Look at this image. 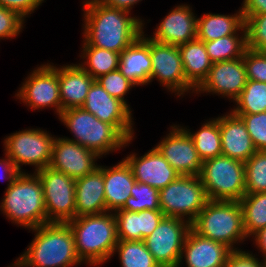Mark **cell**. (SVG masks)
Masks as SVG:
<instances>
[{"label":"cell","mask_w":266,"mask_h":267,"mask_svg":"<svg viewBox=\"0 0 266 267\" xmlns=\"http://www.w3.org/2000/svg\"><path fill=\"white\" fill-rule=\"evenodd\" d=\"M82 4V46H95L120 54L144 31V20L131 16L129 11L105 6L98 0H84Z\"/></svg>","instance_id":"6da1fadb"},{"label":"cell","mask_w":266,"mask_h":267,"mask_svg":"<svg viewBox=\"0 0 266 267\" xmlns=\"http://www.w3.org/2000/svg\"><path fill=\"white\" fill-rule=\"evenodd\" d=\"M30 231L35 236L17 258L24 267H76L83 264L67 223L48 222Z\"/></svg>","instance_id":"7a4b0ae2"},{"label":"cell","mask_w":266,"mask_h":267,"mask_svg":"<svg viewBox=\"0 0 266 267\" xmlns=\"http://www.w3.org/2000/svg\"><path fill=\"white\" fill-rule=\"evenodd\" d=\"M67 224L74 235L77 255L84 264L95 267L111 260L119 241L114 212L75 217Z\"/></svg>","instance_id":"3957f363"},{"label":"cell","mask_w":266,"mask_h":267,"mask_svg":"<svg viewBox=\"0 0 266 267\" xmlns=\"http://www.w3.org/2000/svg\"><path fill=\"white\" fill-rule=\"evenodd\" d=\"M5 190L0 211L12 223L28 230L47 223L43 186L35 172H21Z\"/></svg>","instance_id":"277c9868"},{"label":"cell","mask_w":266,"mask_h":267,"mask_svg":"<svg viewBox=\"0 0 266 267\" xmlns=\"http://www.w3.org/2000/svg\"><path fill=\"white\" fill-rule=\"evenodd\" d=\"M191 228L203 237L227 245L232 251L241 250L235 244H242L248 238L239 201L209 200L191 223Z\"/></svg>","instance_id":"5b68a950"},{"label":"cell","mask_w":266,"mask_h":267,"mask_svg":"<svg viewBox=\"0 0 266 267\" xmlns=\"http://www.w3.org/2000/svg\"><path fill=\"white\" fill-rule=\"evenodd\" d=\"M58 118L74 137L64 136L65 139L93 150L100 157L129 146L135 139L126 140L112 125L102 122L82 107L65 109Z\"/></svg>","instance_id":"8992f818"},{"label":"cell","mask_w":266,"mask_h":267,"mask_svg":"<svg viewBox=\"0 0 266 267\" xmlns=\"http://www.w3.org/2000/svg\"><path fill=\"white\" fill-rule=\"evenodd\" d=\"M209 200L240 201L246 194L245 165L219 155L202 163L199 174Z\"/></svg>","instance_id":"52a82bcc"},{"label":"cell","mask_w":266,"mask_h":267,"mask_svg":"<svg viewBox=\"0 0 266 267\" xmlns=\"http://www.w3.org/2000/svg\"><path fill=\"white\" fill-rule=\"evenodd\" d=\"M160 210L167 217L192 223L209 201L200 176L179 175L159 190Z\"/></svg>","instance_id":"ba28073f"},{"label":"cell","mask_w":266,"mask_h":267,"mask_svg":"<svg viewBox=\"0 0 266 267\" xmlns=\"http://www.w3.org/2000/svg\"><path fill=\"white\" fill-rule=\"evenodd\" d=\"M55 137L41 128L16 131L4 139V151L20 172H26L23 165L34 166L36 172L50 165Z\"/></svg>","instance_id":"9c48e42d"},{"label":"cell","mask_w":266,"mask_h":267,"mask_svg":"<svg viewBox=\"0 0 266 267\" xmlns=\"http://www.w3.org/2000/svg\"><path fill=\"white\" fill-rule=\"evenodd\" d=\"M16 93V99L22 101L31 110L54 107L58 117L62 112L59 91V67L52 63L37 66L22 82Z\"/></svg>","instance_id":"30bf717a"},{"label":"cell","mask_w":266,"mask_h":267,"mask_svg":"<svg viewBox=\"0 0 266 267\" xmlns=\"http://www.w3.org/2000/svg\"><path fill=\"white\" fill-rule=\"evenodd\" d=\"M43 186L48 222L67 223L75 218V179L51 167L35 172Z\"/></svg>","instance_id":"8fae6325"},{"label":"cell","mask_w":266,"mask_h":267,"mask_svg":"<svg viewBox=\"0 0 266 267\" xmlns=\"http://www.w3.org/2000/svg\"><path fill=\"white\" fill-rule=\"evenodd\" d=\"M191 223L165 216L157 228L144 239L147 249L160 267H178Z\"/></svg>","instance_id":"7c38bea8"},{"label":"cell","mask_w":266,"mask_h":267,"mask_svg":"<svg viewBox=\"0 0 266 267\" xmlns=\"http://www.w3.org/2000/svg\"><path fill=\"white\" fill-rule=\"evenodd\" d=\"M150 57L152 62L150 83L156 79L160 86L178 97H183L189 92L195 93V89L185 78L178 46L159 43L150 38Z\"/></svg>","instance_id":"4fadbf2b"},{"label":"cell","mask_w":266,"mask_h":267,"mask_svg":"<svg viewBox=\"0 0 266 267\" xmlns=\"http://www.w3.org/2000/svg\"><path fill=\"white\" fill-rule=\"evenodd\" d=\"M81 107L102 122L112 125L126 140L134 138L132 110L122 101L109 95L96 80L89 88Z\"/></svg>","instance_id":"5bb4252c"},{"label":"cell","mask_w":266,"mask_h":267,"mask_svg":"<svg viewBox=\"0 0 266 267\" xmlns=\"http://www.w3.org/2000/svg\"><path fill=\"white\" fill-rule=\"evenodd\" d=\"M170 128L155 148L180 175H199L203 161L195 149L193 139L180 125L174 124Z\"/></svg>","instance_id":"9a60e30c"},{"label":"cell","mask_w":266,"mask_h":267,"mask_svg":"<svg viewBox=\"0 0 266 267\" xmlns=\"http://www.w3.org/2000/svg\"><path fill=\"white\" fill-rule=\"evenodd\" d=\"M246 82L247 73L243 57L217 62L212 64L208 76L194 94L211 93L234 102L240 96Z\"/></svg>","instance_id":"2e32d148"},{"label":"cell","mask_w":266,"mask_h":267,"mask_svg":"<svg viewBox=\"0 0 266 267\" xmlns=\"http://www.w3.org/2000/svg\"><path fill=\"white\" fill-rule=\"evenodd\" d=\"M100 158L93 150L74 141L63 137H55L49 167L76 180L98 168L99 165L96 161Z\"/></svg>","instance_id":"e0dca14e"},{"label":"cell","mask_w":266,"mask_h":267,"mask_svg":"<svg viewBox=\"0 0 266 267\" xmlns=\"http://www.w3.org/2000/svg\"><path fill=\"white\" fill-rule=\"evenodd\" d=\"M137 155L135 152L129 153L123 158L130 166L136 182L160 190L180 175L155 147L142 156Z\"/></svg>","instance_id":"ac0fdd59"},{"label":"cell","mask_w":266,"mask_h":267,"mask_svg":"<svg viewBox=\"0 0 266 267\" xmlns=\"http://www.w3.org/2000/svg\"><path fill=\"white\" fill-rule=\"evenodd\" d=\"M197 16L187 4L174 6L164 19L156 25L153 35L149 38L159 43L176 45L196 39Z\"/></svg>","instance_id":"d6986e66"},{"label":"cell","mask_w":266,"mask_h":267,"mask_svg":"<svg viewBox=\"0 0 266 267\" xmlns=\"http://www.w3.org/2000/svg\"><path fill=\"white\" fill-rule=\"evenodd\" d=\"M231 252L227 245L203 237L191 228L178 267H182L184 261L187 267H225Z\"/></svg>","instance_id":"ffe728a7"},{"label":"cell","mask_w":266,"mask_h":267,"mask_svg":"<svg viewBox=\"0 0 266 267\" xmlns=\"http://www.w3.org/2000/svg\"><path fill=\"white\" fill-rule=\"evenodd\" d=\"M222 155L247 161L257 150L240 116L232 111L218 116Z\"/></svg>","instance_id":"44dd1931"},{"label":"cell","mask_w":266,"mask_h":267,"mask_svg":"<svg viewBox=\"0 0 266 267\" xmlns=\"http://www.w3.org/2000/svg\"><path fill=\"white\" fill-rule=\"evenodd\" d=\"M118 70L136 87L150 83L152 71L150 38L144 31L120 53Z\"/></svg>","instance_id":"7402d4cb"},{"label":"cell","mask_w":266,"mask_h":267,"mask_svg":"<svg viewBox=\"0 0 266 267\" xmlns=\"http://www.w3.org/2000/svg\"><path fill=\"white\" fill-rule=\"evenodd\" d=\"M103 172L106 209L115 212L122 209L127 199L131 197V189L136 183L132 170L122 159L113 166H98Z\"/></svg>","instance_id":"603a6c76"},{"label":"cell","mask_w":266,"mask_h":267,"mask_svg":"<svg viewBox=\"0 0 266 267\" xmlns=\"http://www.w3.org/2000/svg\"><path fill=\"white\" fill-rule=\"evenodd\" d=\"M107 212L103 172H93L75 180V217Z\"/></svg>","instance_id":"cb8c5ba5"},{"label":"cell","mask_w":266,"mask_h":267,"mask_svg":"<svg viewBox=\"0 0 266 267\" xmlns=\"http://www.w3.org/2000/svg\"><path fill=\"white\" fill-rule=\"evenodd\" d=\"M95 79L79 64L59 66V91L62 111L81 107Z\"/></svg>","instance_id":"d4e9b609"},{"label":"cell","mask_w":266,"mask_h":267,"mask_svg":"<svg viewBox=\"0 0 266 267\" xmlns=\"http://www.w3.org/2000/svg\"><path fill=\"white\" fill-rule=\"evenodd\" d=\"M239 33H246L241 7L233 15L209 12L197 18L196 38L199 40L213 41L229 35H240Z\"/></svg>","instance_id":"484cf974"},{"label":"cell","mask_w":266,"mask_h":267,"mask_svg":"<svg viewBox=\"0 0 266 267\" xmlns=\"http://www.w3.org/2000/svg\"><path fill=\"white\" fill-rule=\"evenodd\" d=\"M187 82L196 90L208 76L212 62L204 42L191 40L178 46Z\"/></svg>","instance_id":"4316f807"},{"label":"cell","mask_w":266,"mask_h":267,"mask_svg":"<svg viewBox=\"0 0 266 267\" xmlns=\"http://www.w3.org/2000/svg\"><path fill=\"white\" fill-rule=\"evenodd\" d=\"M196 132L183 126L194 141L195 149L202 161L222 155L221 136L218 118L206 120Z\"/></svg>","instance_id":"83f0119b"},{"label":"cell","mask_w":266,"mask_h":267,"mask_svg":"<svg viewBox=\"0 0 266 267\" xmlns=\"http://www.w3.org/2000/svg\"><path fill=\"white\" fill-rule=\"evenodd\" d=\"M79 55L83 60L78 63L95 80L102 75L115 71L119 66L120 54L95 46H82Z\"/></svg>","instance_id":"f1b7e54d"},{"label":"cell","mask_w":266,"mask_h":267,"mask_svg":"<svg viewBox=\"0 0 266 267\" xmlns=\"http://www.w3.org/2000/svg\"><path fill=\"white\" fill-rule=\"evenodd\" d=\"M203 42L212 63L242 58L247 49L246 33Z\"/></svg>","instance_id":"f546056e"},{"label":"cell","mask_w":266,"mask_h":267,"mask_svg":"<svg viewBox=\"0 0 266 267\" xmlns=\"http://www.w3.org/2000/svg\"><path fill=\"white\" fill-rule=\"evenodd\" d=\"M243 211V227L250 239L258 230L266 227V192L245 194L239 201Z\"/></svg>","instance_id":"4dcf8cb0"},{"label":"cell","mask_w":266,"mask_h":267,"mask_svg":"<svg viewBox=\"0 0 266 267\" xmlns=\"http://www.w3.org/2000/svg\"><path fill=\"white\" fill-rule=\"evenodd\" d=\"M118 254L121 267H160L144 240H119L115 246L113 256Z\"/></svg>","instance_id":"1f68e13d"},{"label":"cell","mask_w":266,"mask_h":267,"mask_svg":"<svg viewBox=\"0 0 266 267\" xmlns=\"http://www.w3.org/2000/svg\"><path fill=\"white\" fill-rule=\"evenodd\" d=\"M234 114H258L266 112V83L247 80L240 96L234 101Z\"/></svg>","instance_id":"d6a6232c"},{"label":"cell","mask_w":266,"mask_h":267,"mask_svg":"<svg viewBox=\"0 0 266 267\" xmlns=\"http://www.w3.org/2000/svg\"><path fill=\"white\" fill-rule=\"evenodd\" d=\"M244 165L246 194L266 192V150H257Z\"/></svg>","instance_id":"836d02e7"},{"label":"cell","mask_w":266,"mask_h":267,"mask_svg":"<svg viewBox=\"0 0 266 267\" xmlns=\"http://www.w3.org/2000/svg\"><path fill=\"white\" fill-rule=\"evenodd\" d=\"M160 210L159 190L145 183L136 182L122 210L140 212L143 210Z\"/></svg>","instance_id":"e575fe53"},{"label":"cell","mask_w":266,"mask_h":267,"mask_svg":"<svg viewBox=\"0 0 266 267\" xmlns=\"http://www.w3.org/2000/svg\"><path fill=\"white\" fill-rule=\"evenodd\" d=\"M244 19L247 48L266 51V13L250 15Z\"/></svg>","instance_id":"d590c367"},{"label":"cell","mask_w":266,"mask_h":267,"mask_svg":"<svg viewBox=\"0 0 266 267\" xmlns=\"http://www.w3.org/2000/svg\"><path fill=\"white\" fill-rule=\"evenodd\" d=\"M96 81L104 88V90L114 98L122 101L130 110V104L124 98L128 91L135 85L130 82L118 69L100 76Z\"/></svg>","instance_id":"8d00e7d4"},{"label":"cell","mask_w":266,"mask_h":267,"mask_svg":"<svg viewBox=\"0 0 266 267\" xmlns=\"http://www.w3.org/2000/svg\"><path fill=\"white\" fill-rule=\"evenodd\" d=\"M117 223L118 240L140 241L139 212L119 209L114 212Z\"/></svg>","instance_id":"74e56055"},{"label":"cell","mask_w":266,"mask_h":267,"mask_svg":"<svg viewBox=\"0 0 266 267\" xmlns=\"http://www.w3.org/2000/svg\"><path fill=\"white\" fill-rule=\"evenodd\" d=\"M235 115L245 123L256 150H266V112Z\"/></svg>","instance_id":"f35d334b"},{"label":"cell","mask_w":266,"mask_h":267,"mask_svg":"<svg viewBox=\"0 0 266 267\" xmlns=\"http://www.w3.org/2000/svg\"><path fill=\"white\" fill-rule=\"evenodd\" d=\"M243 61L246 66L247 80L266 83V51L247 48Z\"/></svg>","instance_id":"ab89813d"},{"label":"cell","mask_w":266,"mask_h":267,"mask_svg":"<svg viewBox=\"0 0 266 267\" xmlns=\"http://www.w3.org/2000/svg\"><path fill=\"white\" fill-rule=\"evenodd\" d=\"M24 24L25 19L18 13L0 6V41L19 36Z\"/></svg>","instance_id":"60d3db41"},{"label":"cell","mask_w":266,"mask_h":267,"mask_svg":"<svg viewBox=\"0 0 266 267\" xmlns=\"http://www.w3.org/2000/svg\"><path fill=\"white\" fill-rule=\"evenodd\" d=\"M225 267H266V260L258 259L253 252L234 250L229 255Z\"/></svg>","instance_id":"b9f144b4"},{"label":"cell","mask_w":266,"mask_h":267,"mask_svg":"<svg viewBox=\"0 0 266 267\" xmlns=\"http://www.w3.org/2000/svg\"><path fill=\"white\" fill-rule=\"evenodd\" d=\"M165 215L161 210H143L139 212V231L141 240L148 237L159 225Z\"/></svg>","instance_id":"7bdbcfd3"},{"label":"cell","mask_w":266,"mask_h":267,"mask_svg":"<svg viewBox=\"0 0 266 267\" xmlns=\"http://www.w3.org/2000/svg\"><path fill=\"white\" fill-rule=\"evenodd\" d=\"M44 0H0V6L15 11L26 20Z\"/></svg>","instance_id":"ee69618b"},{"label":"cell","mask_w":266,"mask_h":267,"mask_svg":"<svg viewBox=\"0 0 266 267\" xmlns=\"http://www.w3.org/2000/svg\"><path fill=\"white\" fill-rule=\"evenodd\" d=\"M5 157L0 159V180L6 179L8 182L7 188L13 183L14 179L21 173L14 162L6 155L4 152Z\"/></svg>","instance_id":"f6af8a7d"},{"label":"cell","mask_w":266,"mask_h":267,"mask_svg":"<svg viewBox=\"0 0 266 267\" xmlns=\"http://www.w3.org/2000/svg\"><path fill=\"white\" fill-rule=\"evenodd\" d=\"M241 6L244 18L254 14L266 13V0H243Z\"/></svg>","instance_id":"bcb514c9"},{"label":"cell","mask_w":266,"mask_h":267,"mask_svg":"<svg viewBox=\"0 0 266 267\" xmlns=\"http://www.w3.org/2000/svg\"><path fill=\"white\" fill-rule=\"evenodd\" d=\"M105 6L123 9L131 12L133 6L142 0H98Z\"/></svg>","instance_id":"7dc6e473"},{"label":"cell","mask_w":266,"mask_h":267,"mask_svg":"<svg viewBox=\"0 0 266 267\" xmlns=\"http://www.w3.org/2000/svg\"><path fill=\"white\" fill-rule=\"evenodd\" d=\"M252 239H253V244L255 243L257 246V249L259 250V252H261L262 254V258L265 260L266 259V227L258 230L256 233H254L252 235Z\"/></svg>","instance_id":"c3c4849f"},{"label":"cell","mask_w":266,"mask_h":267,"mask_svg":"<svg viewBox=\"0 0 266 267\" xmlns=\"http://www.w3.org/2000/svg\"><path fill=\"white\" fill-rule=\"evenodd\" d=\"M8 267H24V266L16 259V261Z\"/></svg>","instance_id":"681fc988"}]
</instances>
